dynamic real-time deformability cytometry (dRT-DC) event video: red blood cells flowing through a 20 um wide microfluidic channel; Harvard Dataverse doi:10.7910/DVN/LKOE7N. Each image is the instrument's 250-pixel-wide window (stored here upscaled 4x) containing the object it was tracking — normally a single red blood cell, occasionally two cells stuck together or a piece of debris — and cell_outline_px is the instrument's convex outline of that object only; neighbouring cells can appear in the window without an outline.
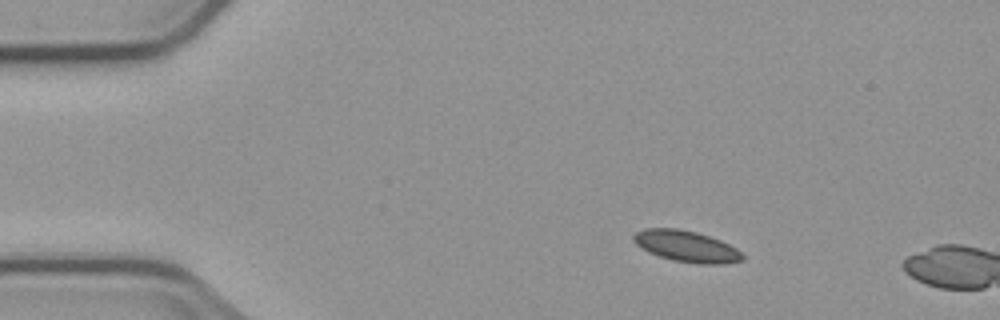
{"species": "common noctule bat (a hibernating species)", "species_latin": "Nyctalus noctula", "temperature_condition": "cold", "stored_images_in_passage": 3, "camera_frame_rate_fps": 3000, "um_per_image_px": 0.085, "animal": {"sex": "male", "body_mass_g": 23.1, "forearm_length_mm": 52.7}, "frame": {"image": 1, "passage_image": 1, "time_ms": 0.0, "image_size_px": [1000, 320], "cell_outline_px": [[744, 260], [724, 264], [700, 264], [672, 260], [648, 252], [640, 248], [632, 240], [632, 236], [636, 232], [644, 228], [676, 228], [696, 232], [720, 240], [736, 248], [744, 256]], "centroid_in_image_um": [58.32, 20.94], "position_along_channel_um": 26.7, "area_um2": 19.88}}